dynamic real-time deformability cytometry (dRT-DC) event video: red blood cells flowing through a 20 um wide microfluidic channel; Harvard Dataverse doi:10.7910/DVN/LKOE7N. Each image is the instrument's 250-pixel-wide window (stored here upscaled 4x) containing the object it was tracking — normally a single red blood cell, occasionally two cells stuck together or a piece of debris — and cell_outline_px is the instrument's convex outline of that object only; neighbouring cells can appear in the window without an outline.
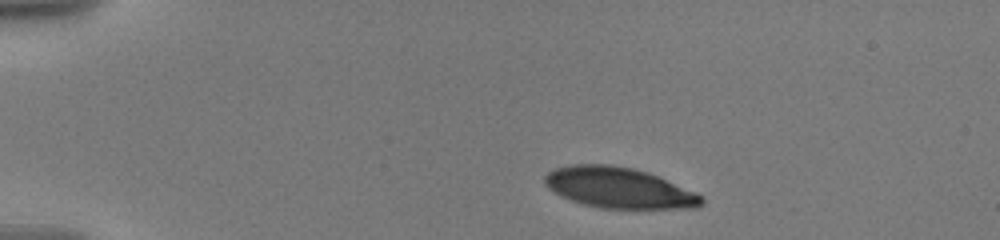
{"species": "human", "species_latin": "Homo sapiens", "temperature_condition": "warm", "stored_images_in_passage": 57, "camera_frame_rate_fps": 3000, "um_per_image_px": 0.085, "donor": {"sex": "male"}, "frame": {"image": 1, "passage_image": 1, "time_ms": 0.0, "image_size_px": [1000, 240], "cell_outline_px": [[704, 204], [696, 208], [600, 208], [584, 204], [560, 196], [552, 192], [544, 184], [544, 176], [548, 172], [556, 168], [572, 164], [612, 164], [632, 168], [648, 172], [696, 192], [704, 196]], "centroid_in_image_um": [52.6, 15.96], "position_along_channel_um": 32.4, "area_um2": 37.34}}
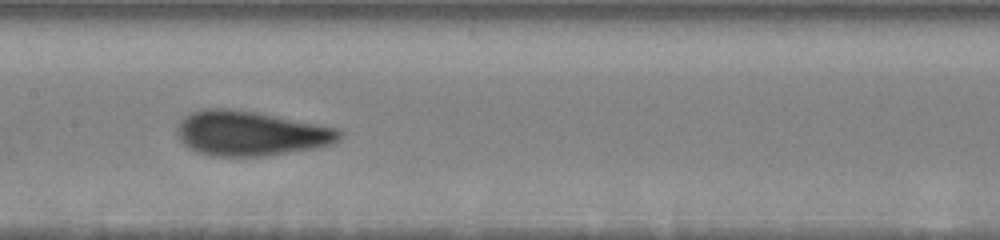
{"frame": {"image": 2, "passage_image": 24, "time_ms": 6.333, "image_size_px": [1000, 240], "cell_outline_px": [[344, 132], [332, 144], [312, 148], [264, 156], [216, 156], [196, 152], [184, 144], [180, 140], [176, 132], [176, 128], [180, 120], [184, 116], [192, 112], [204, 108], [232, 108], [256, 112], [340, 128]], "centroid_in_image_um": [21.27, 11.32], "position_along_channel_um": 186.1, "area_um2": 42.37}}
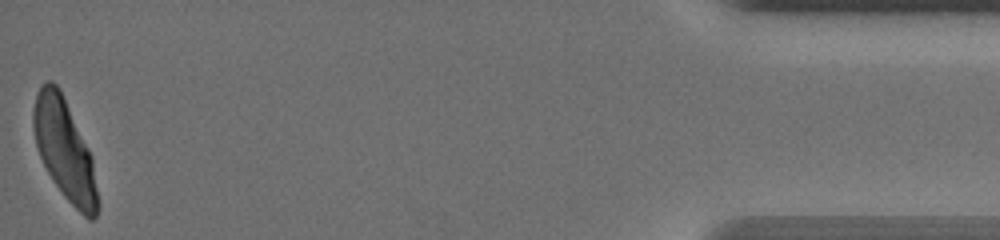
{"frame": {"image": 3, "passage_image": 56, "time_ms": 15.333, "image_size_px": [1000, 240], "cell_outline_px": [[100, 208], [96, 216], [92, 220], [88, 220], [64, 196], [52, 180], [40, 156], [36, 144], [32, 124], [32, 112], [36, 92], [40, 84], [48, 80], [52, 80], [60, 88], [92, 156], [100, 204]], "centroid_in_image_um": [5.49, 12.72], "position_along_channel_um": 429.7, "area_um2": 37.92}, "authors_computed_cell_mechanics": {"area_um2": 39.4774, "velocity_mm_per_s": 3.5556, "shape_relaxation_time_tau1_ms": 3.564, "shape_relaxation_time_tau2_ms": null, "deformation_change_tau1": 0.1619, "deformation_change_tau2": null}}